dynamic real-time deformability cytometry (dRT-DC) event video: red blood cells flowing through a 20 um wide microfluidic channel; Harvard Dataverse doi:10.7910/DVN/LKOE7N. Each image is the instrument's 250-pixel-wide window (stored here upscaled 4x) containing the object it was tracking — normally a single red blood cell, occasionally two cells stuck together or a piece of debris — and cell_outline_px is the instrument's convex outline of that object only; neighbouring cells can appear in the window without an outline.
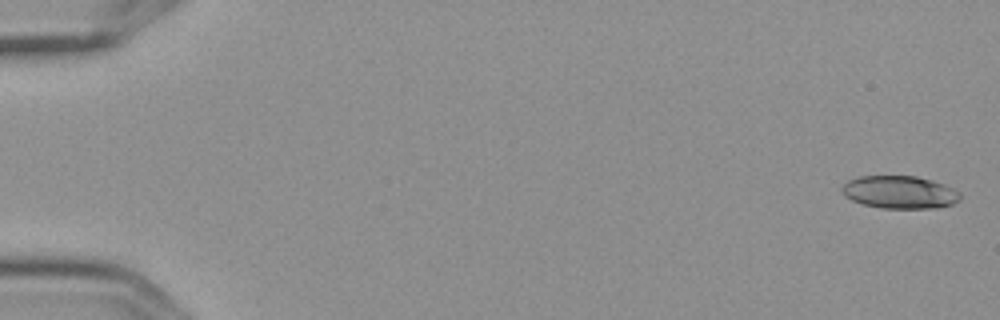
{"species": "Egyptian fruit bat (a non-hibernating species)", "species_latin": "Rousettus aegyptiacus", "temperature_condition": "cold", "stored_images_in_passage": 6, "camera_frame_rate_fps": 3000, "um_per_image_px": 0.085, "frame": {"image": 1, "passage_image": 1, "time_ms": 0.0, "image_size_px": [1000, 320], "cell_outline_px": [[960, 200], [952, 204], [940, 208], [880, 208], [864, 204], [852, 200], [844, 196], [840, 188], [848, 180], [860, 176], [916, 176], [932, 180], [944, 184], [960, 192]], "centroid_in_image_um": [76.48, 16.34], "position_along_channel_um": 8.5, "area_um2": 22.66}}
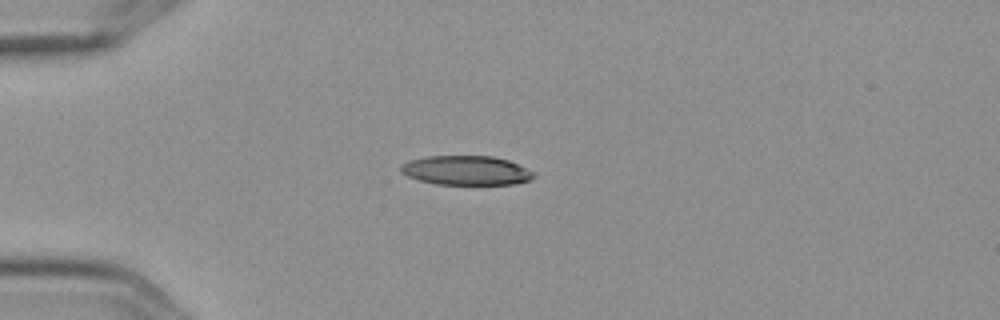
{"frame": {"image": 2, "passage_image": 4, "time_ms": 1.0, "image_size_px": [1000, 320], "cell_outline_px": [[536, 176], [532, 180], [512, 184], [436, 184], [420, 180], [408, 176], [400, 172], [400, 168], [404, 164], [412, 160], [428, 156], [492, 156], [508, 160], [536, 172]], "centroid_in_image_um": [39.69, 14.49], "position_along_channel_um": 45.3, "area_um2": 22.6}}
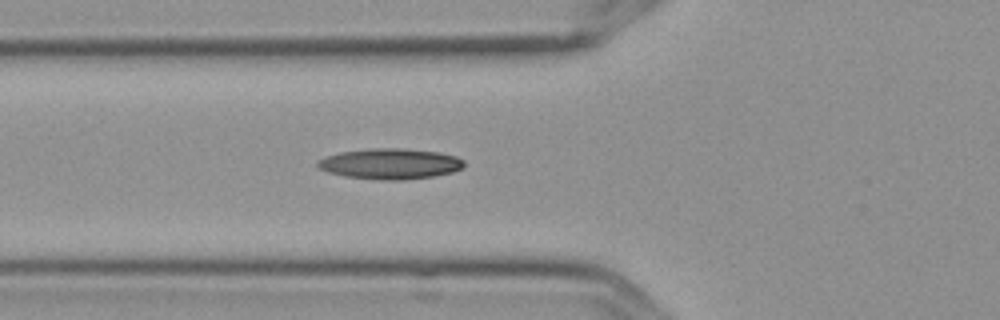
{"frame": {"image": 3, "passage_image": 6, "time_ms": 1.667, "image_size_px": [1000, 320], "cell_outline_px": [[464, 168], [452, 172], [432, 176], [404, 180], [384, 180], [344, 176], [328, 172], [320, 168], [316, 164], [316, 160], [340, 152], [372, 148], [404, 148], [440, 152], [456, 156], [464, 160]], "centroid_in_image_um": [33.19, 13.91], "position_along_channel_um": 92.6, "area_um2": 26.18}}